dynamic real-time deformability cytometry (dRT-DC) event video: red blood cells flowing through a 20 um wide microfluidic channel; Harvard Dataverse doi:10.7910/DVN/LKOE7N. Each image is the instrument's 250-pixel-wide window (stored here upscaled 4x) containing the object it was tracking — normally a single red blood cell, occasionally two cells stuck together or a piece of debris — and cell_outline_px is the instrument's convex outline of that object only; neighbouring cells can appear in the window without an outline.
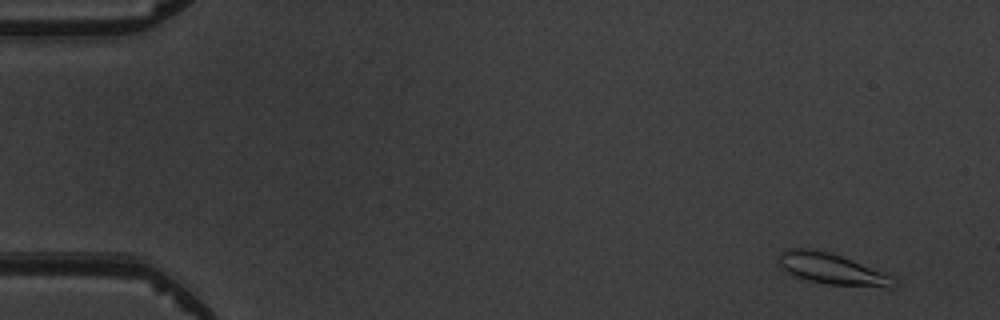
{"species": "common noctule bat (a hibernating species)", "species_latin": "Nyctalus noctula", "temperature_condition": "warm", "stored_images_in_passage": 7, "camera_frame_rate_fps": 3000, "um_per_image_px": 0.085, "animal": {"sex": "male", "body_mass_g": 19.5, "forearm_length_mm": 54.6}, "frame": {"image": 1, "passage_image": 2, "time_ms": 1.0, "image_size_px": [1000, 320], "cell_outline_px": [[896, 284], [888, 288], [828, 284], [808, 280], [784, 272], [780, 264], [780, 252], [792, 248], [808, 248], [828, 252], [840, 256], [880, 272], [888, 276]], "centroid_in_image_um": [70.62, 22.87], "position_along_channel_um": 14.4, "area_um2": 20.06}}
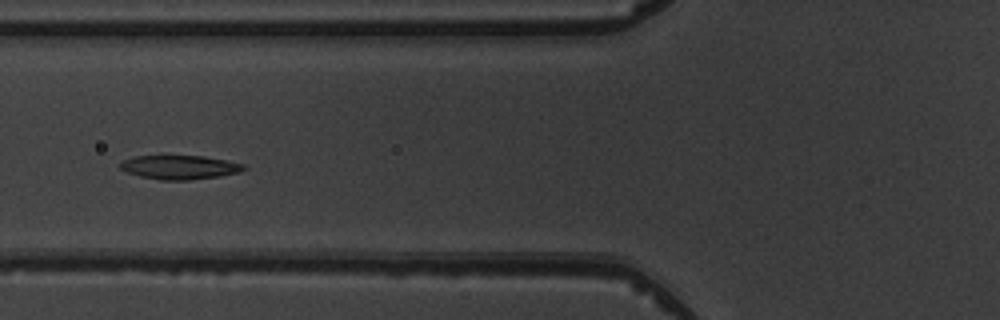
{"frame": {"image": 2, "passage_image": 6, "time_ms": 6.667, "image_size_px": [1000, 320], "cell_outline_px": [[248, 168], [240, 172], [220, 176], [188, 180], [160, 180], [140, 176], [128, 172], [120, 168], [120, 164], [124, 160], [132, 156], [160, 152], [204, 156], [228, 160], [244, 164]], "centroid_in_image_um": [15.25, 14.15], "position_along_channel_um": 110.6, "area_um2": 18.32}}
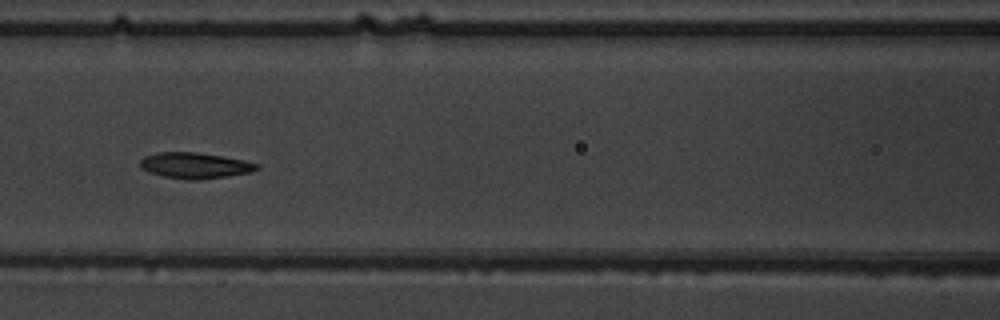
{"frame": {"image": 3, "passage_image": 7, "time_ms": 7.667, "image_size_px": [1000, 320], "cell_outline_px": [[260, 168], [252, 172], [228, 176], [200, 180], [188, 180], [164, 176], [148, 172], [140, 168], [140, 160], [144, 156], [160, 152], [196, 152], [224, 156], [244, 160], [260, 164]], "centroid_in_image_um": [16.59, 14.07], "position_along_channel_um": 150.0, "area_um2": 17.8}}